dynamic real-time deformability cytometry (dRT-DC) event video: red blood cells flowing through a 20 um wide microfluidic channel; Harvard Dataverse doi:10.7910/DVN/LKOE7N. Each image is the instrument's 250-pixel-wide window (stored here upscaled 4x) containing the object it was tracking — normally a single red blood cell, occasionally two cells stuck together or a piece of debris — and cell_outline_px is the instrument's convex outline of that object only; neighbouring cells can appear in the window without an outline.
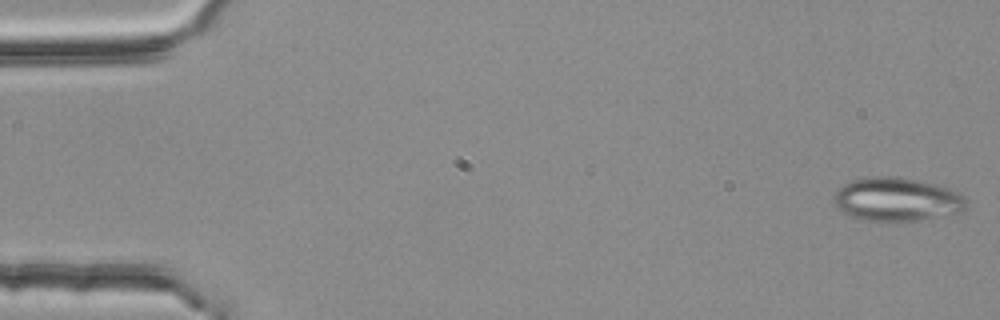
{"species": "common noctule bat (a hibernating species)", "species_latin": "Nyctalus noctula", "temperature_condition": "room temperature", "stored_images_in_passage": 6, "camera_frame_rate_fps": 3000, "um_per_image_px": 0.085, "animal": {"sex": "female", "body_mass_g": 25.1}, "frame": {"image": 1, "passage_image": 1, "time_ms": 0.0, "image_size_px": [1000, 320], "cell_outline_px": [[968, 204], [960, 212], [920, 220], [888, 224], [864, 220], [840, 212], [836, 208], [832, 200], [836, 192], [844, 184], [852, 180], [868, 176], [900, 176], [936, 184], [960, 192], [964, 196]], "centroid_in_image_um": [76.21, 16.97], "position_along_channel_um": 8.8, "area_um2": 34.56}}